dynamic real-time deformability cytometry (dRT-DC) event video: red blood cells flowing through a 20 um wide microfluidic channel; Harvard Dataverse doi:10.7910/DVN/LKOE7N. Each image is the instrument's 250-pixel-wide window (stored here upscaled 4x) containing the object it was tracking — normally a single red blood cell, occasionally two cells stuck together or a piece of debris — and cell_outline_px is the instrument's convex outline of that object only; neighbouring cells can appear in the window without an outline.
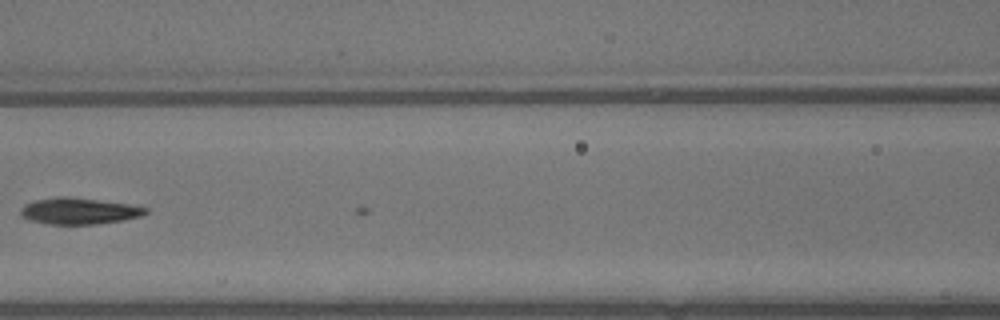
{"species": "common noctule bat (a hibernating species)", "species_latin": "Nyctalus noctula", "temperature_condition": "warm", "stored_images_in_passage": 9, "camera_frame_rate_fps": 3000, "um_per_image_px": 0.085, "animal": {"sex": "male", "body_mass_g": 13.3}, "frame": {"image": 1, "passage_image": 8, "time_ms": 2.333, "image_size_px": [1000, 320], "cell_outline_px": [[148, 212], [140, 216], [124, 220], [96, 224], [48, 224], [28, 220], [20, 212], [20, 208], [24, 204], [36, 200], [56, 196], [68, 196], [132, 204], [148, 208]], "centroid_in_image_um": [6.72, 17.93], "position_along_channel_um": 159.9, "area_um2": 19.36}}